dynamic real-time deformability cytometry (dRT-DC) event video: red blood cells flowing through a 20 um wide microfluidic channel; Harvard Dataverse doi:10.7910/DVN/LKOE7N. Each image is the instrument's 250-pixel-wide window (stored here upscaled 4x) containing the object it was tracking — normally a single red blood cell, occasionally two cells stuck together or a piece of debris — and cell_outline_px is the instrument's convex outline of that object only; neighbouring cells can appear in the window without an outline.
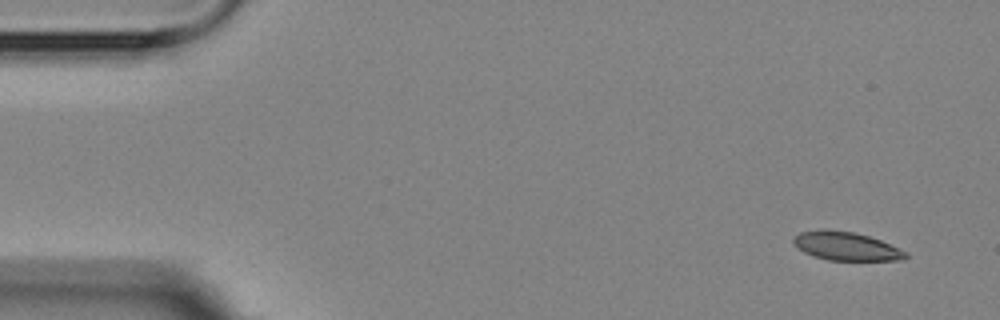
{"species": "Egyptian fruit bat (a non-hibernating species)", "species_latin": "Rousettus aegyptiacus", "temperature_condition": "room temperature", "stored_images_in_passage": 7, "camera_frame_rate_fps": 3000, "um_per_image_px": 0.085, "animal": {"sex": "female"}, "frame": {"image": 1, "passage_image": 1, "time_ms": 0.0, "image_size_px": [1000, 320], "cell_outline_px": [[908, 256], [904, 260], [828, 260], [812, 256], [804, 252], [792, 244], [792, 240], [800, 232], [820, 228], [824, 228], [852, 232], [868, 236], [880, 240], [908, 252]], "centroid_in_image_um": [71.89, 20.92], "position_along_channel_um": 13.1, "area_um2": 18.79}}
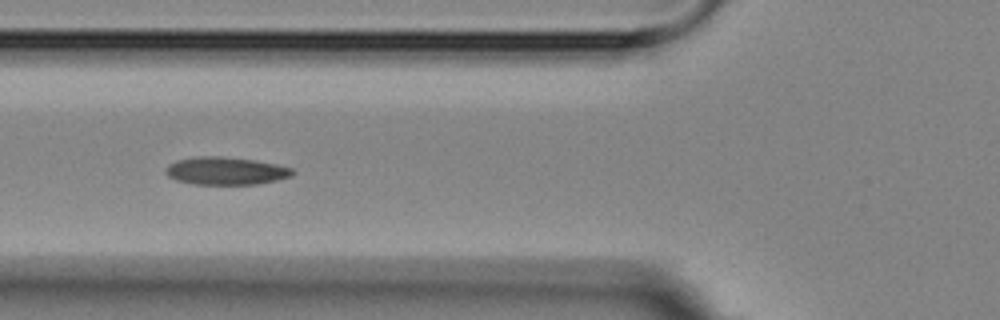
{"frame": {"image": 2, "passage_image": 5, "time_ms": 5.667, "image_size_px": [1000, 320], "cell_outline_px": [[296, 172], [292, 176], [276, 180], [256, 184], [192, 184], [176, 180], [168, 176], [164, 172], [164, 168], [168, 164], [176, 160], [192, 156], [224, 156], [256, 160], [276, 164], [292, 168]], "centroid_in_image_um": [19.16, 14.51], "position_along_channel_um": 106.6, "area_um2": 20.81}}
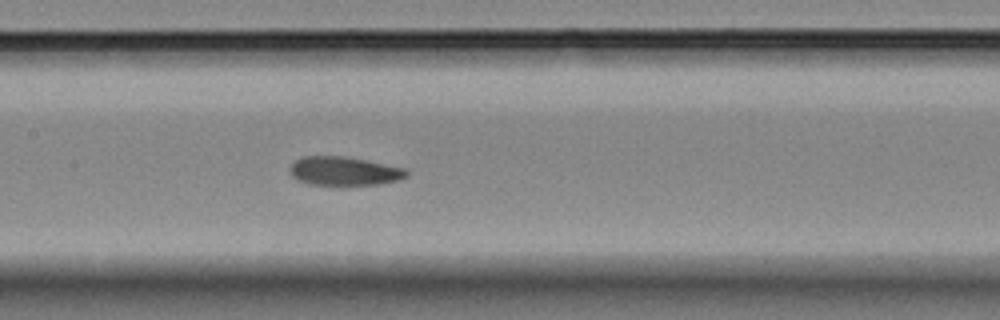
{"frame": {"image": 3, "passage_image": 7, "time_ms": 7.667, "image_size_px": [1000, 320], "cell_outline_px": [[408, 176], [400, 180], [380, 184], [308, 184], [296, 180], [288, 172], [288, 168], [300, 156], [344, 156], [408, 168]], "centroid_in_image_um": [29.25, 14.53], "position_along_channel_um": 178.1, "area_um2": 19.71}}